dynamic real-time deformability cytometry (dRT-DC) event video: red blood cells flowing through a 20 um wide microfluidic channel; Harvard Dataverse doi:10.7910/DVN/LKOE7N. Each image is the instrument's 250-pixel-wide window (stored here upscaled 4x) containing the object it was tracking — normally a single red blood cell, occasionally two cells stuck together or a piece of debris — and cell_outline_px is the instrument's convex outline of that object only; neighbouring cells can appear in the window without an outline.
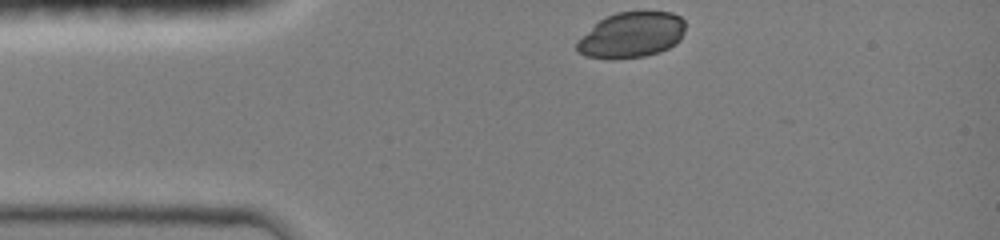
{"species": "common noctule bat (a hibernating species)", "species_latin": "Nyctalus noctula", "temperature_condition": "room temperature", "stored_images_in_passage": 6, "camera_frame_rate_fps": 3000, "um_per_image_px": 0.085, "animal": {"sex": "female", "body_mass_g": 19.0, "forearm_length_mm": 51.5}, "frame": {"image": 1, "passage_image": 1, "time_ms": 0.0, "image_size_px": [1000, 240], "cell_outline_px": [[684, 32], [680, 40], [676, 44], [660, 52], [644, 56], [612, 60], [584, 56], [576, 48], [576, 40], [600, 20], [616, 12], [672, 12], [680, 16], [684, 20]], "centroid_in_image_um": [53.67, 2.99], "position_along_channel_um": 31.3, "area_um2": 28.96}}
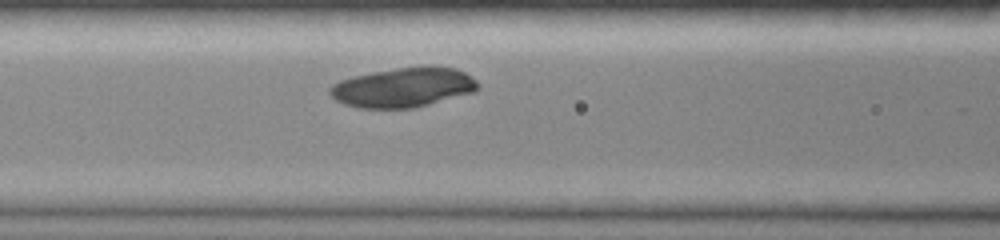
{"frame": {"image": 2, "passage_image": 6, "time_ms": 3.333, "image_size_px": [1000, 240], "cell_outline_px": [[480, 84], [472, 92], [428, 104], [412, 108], [360, 108], [344, 104], [336, 100], [328, 92], [328, 88], [332, 84], [340, 80], [352, 76], [372, 72], [396, 68], [456, 68], [464, 72], [476, 80]], "centroid_in_image_um": [34.2, 7.45], "position_along_channel_um": 132.4, "area_um2": 33.47}}